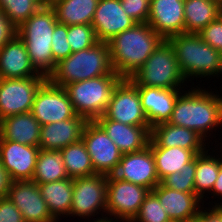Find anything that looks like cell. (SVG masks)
<instances>
[{"mask_svg": "<svg viewBox=\"0 0 222 222\" xmlns=\"http://www.w3.org/2000/svg\"><path fill=\"white\" fill-rule=\"evenodd\" d=\"M163 41L148 23H136L107 42L112 70L130 78Z\"/></svg>", "mask_w": 222, "mask_h": 222, "instance_id": "cell-1", "label": "cell"}, {"mask_svg": "<svg viewBox=\"0 0 222 222\" xmlns=\"http://www.w3.org/2000/svg\"><path fill=\"white\" fill-rule=\"evenodd\" d=\"M185 92L178 95L168 123L193 130L205 139L222 123V97L199 87Z\"/></svg>", "mask_w": 222, "mask_h": 222, "instance_id": "cell-2", "label": "cell"}, {"mask_svg": "<svg viewBox=\"0 0 222 222\" xmlns=\"http://www.w3.org/2000/svg\"><path fill=\"white\" fill-rule=\"evenodd\" d=\"M57 22L53 8L42 5L16 29V34L25 43L31 64L39 74L47 78L56 67L51 41Z\"/></svg>", "mask_w": 222, "mask_h": 222, "instance_id": "cell-3", "label": "cell"}, {"mask_svg": "<svg viewBox=\"0 0 222 222\" xmlns=\"http://www.w3.org/2000/svg\"><path fill=\"white\" fill-rule=\"evenodd\" d=\"M103 75L118 74L111 67L108 43L99 41L91 48L71 53L59 61L47 79L56 86L64 87Z\"/></svg>", "mask_w": 222, "mask_h": 222, "instance_id": "cell-4", "label": "cell"}, {"mask_svg": "<svg viewBox=\"0 0 222 222\" xmlns=\"http://www.w3.org/2000/svg\"><path fill=\"white\" fill-rule=\"evenodd\" d=\"M185 79L222 74V54L204 42L198 34L183 33L167 39ZM219 73V74H218Z\"/></svg>", "mask_w": 222, "mask_h": 222, "instance_id": "cell-5", "label": "cell"}, {"mask_svg": "<svg viewBox=\"0 0 222 222\" xmlns=\"http://www.w3.org/2000/svg\"><path fill=\"white\" fill-rule=\"evenodd\" d=\"M122 79L119 75H103L73 82L65 85L64 88L76 114L87 121H95L104 115L112 93Z\"/></svg>", "mask_w": 222, "mask_h": 222, "instance_id": "cell-6", "label": "cell"}, {"mask_svg": "<svg viewBox=\"0 0 222 222\" xmlns=\"http://www.w3.org/2000/svg\"><path fill=\"white\" fill-rule=\"evenodd\" d=\"M128 79L135 86L165 89L183 88L181 86L187 81L178 65L175 50L167 40H164Z\"/></svg>", "mask_w": 222, "mask_h": 222, "instance_id": "cell-7", "label": "cell"}, {"mask_svg": "<svg viewBox=\"0 0 222 222\" xmlns=\"http://www.w3.org/2000/svg\"><path fill=\"white\" fill-rule=\"evenodd\" d=\"M150 190L140 185L107 176L106 211L117 221L132 222Z\"/></svg>", "mask_w": 222, "mask_h": 222, "instance_id": "cell-8", "label": "cell"}, {"mask_svg": "<svg viewBox=\"0 0 222 222\" xmlns=\"http://www.w3.org/2000/svg\"><path fill=\"white\" fill-rule=\"evenodd\" d=\"M46 76L0 79V120L32 110L35 95Z\"/></svg>", "mask_w": 222, "mask_h": 222, "instance_id": "cell-9", "label": "cell"}, {"mask_svg": "<svg viewBox=\"0 0 222 222\" xmlns=\"http://www.w3.org/2000/svg\"><path fill=\"white\" fill-rule=\"evenodd\" d=\"M96 174L112 175L121 161L122 153L96 121H87L82 132Z\"/></svg>", "mask_w": 222, "mask_h": 222, "instance_id": "cell-10", "label": "cell"}, {"mask_svg": "<svg viewBox=\"0 0 222 222\" xmlns=\"http://www.w3.org/2000/svg\"><path fill=\"white\" fill-rule=\"evenodd\" d=\"M31 113L41 126L77 115L65 88L54 85L48 79L38 89Z\"/></svg>", "mask_w": 222, "mask_h": 222, "instance_id": "cell-11", "label": "cell"}, {"mask_svg": "<svg viewBox=\"0 0 222 222\" xmlns=\"http://www.w3.org/2000/svg\"><path fill=\"white\" fill-rule=\"evenodd\" d=\"M107 175L94 174L73 179V196L69 215L83 218L106 211Z\"/></svg>", "mask_w": 222, "mask_h": 222, "instance_id": "cell-12", "label": "cell"}, {"mask_svg": "<svg viewBox=\"0 0 222 222\" xmlns=\"http://www.w3.org/2000/svg\"><path fill=\"white\" fill-rule=\"evenodd\" d=\"M104 115L126 125L150 126L142 109L138 88L128 78H123L115 87Z\"/></svg>", "mask_w": 222, "mask_h": 222, "instance_id": "cell-13", "label": "cell"}, {"mask_svg": "<svg viewBox=\"0 0 222 222\" xmlns=\"http://www.w3.org/2000/svg\"><path fill=\"white\" fill-rule=\"evenodd\" d=\"M7 197L19 209L25 222H58L33 180L11 181Z\"/></svg>", "mask_w": 222, "mask_h": 222, "instance_id": "cell-14", "label": "cell"}, {"mask_svg": "<svg viewBox=\"0 0 222 222\" xmlns=\"http://www.w3.org/2000/svg\"><path fill=\"white\" fill-rule=\"evenodd\" d=\"M113 175L150 191L160 183L155 159L149 145L140 151L122 154L121 161Z\"/></svg>", "mask_w": 222, "mask_h": 222, "instance_id": "cell-15", "label": "cell"}, {"mask_svg": "<svg viewBox=\"0 0 222 222\" xmlns=\"http://www.w3.org/2000/svg\"><path fill=\"white\" fill-rule=\"evenodd\" d=\"M40 148L0 140V162L11 181L32 180Z\"/></svg>", "mask_w": 222, "mask_h": 222, "instance_id": "cell-16", "label": "cell"}, {"mask_svg": "<svg viewBox=\"0 0 222 222\" xmlns=\"http://www.w3.org/2000/svg\"><path fill=\"white\" fill-rule=\"evenodd\" d=\"M185 0H150L147 23L164 40L184 33Z\"/></svg>", "mask_w": 222, "mask_h": 222, "instance_id": "cell-17", "label": "cell"}, {"mask_svg": "<svg viewBox=\"0 0 222 222\" xmlns=\"http://www.w3.org/2000/svg\"><path fill=\"white\" fill-rule=\"evenodd\" d=\"M135 24L124 12L120 0H99L91 25L98 41L108 42Z\"/></svg>", "mask_w": 222, "mask_h": 222, "instance_id": "cell-18", "label": "cell"}, {"mask_svg": "<svg viewBox=\"0 0 222 222\" xmlns=\"http://www.w3.org/2000/svg\"><path fill=\"white\" fill-rule=\"evenodd\" d=\"M150 128L170 120L180 89L136 86Z\"/></svg>", "mask_w": 222, "mask_h": 222, "instance_id": "cell-19", "label": "cell"}, {"mask_svg": "<svg viewBox=\"0 0 222 222\" xmlns=\"http://www.w3.org/2000/svg\"><path fill=\"white\" fill-rule=\"evenodd\" d=\"M152 192L172 222L196 221L201 199L195 193H185L163 186L159 183Z\"/></svg>", "mask_w": 222, "mask_h": 222, "instance_id": "cell-20", "label": "cell"}, {"mask_svg": "<svg viewBox=\"0 0 222 222\" xmlns=\"http://www.w3.org/2000/svg\"><path fill=\"white\" fill-rule=\"evenodd\" d=\"M39 74L30 62L23 40L15 34L0 49V79H20Z\"/></svg>", "mask_w": 222, "mask_h": 222, "instance_id": "cell-21", "label": "cell"}, {"mask_svg": "<svg viewBox=\"0 0 222 222\" xmlns=\"http://www.w3.org/2000/svg\"><path fill=\"white\" fill-rule=\"evenodd\" d=\"M95 121L104 129L122 154L140 151L149 144L150 126L126 125L109 120L105 115L98 117Z\"/></svg>", "mask_w": 222, "mask_h": 222, "instance_id": "cell-22", "label": "cell"}, {"mask_svg": "<svg viewBox=\"0 0 222 222\" xmlns=\"http://www.w3.org/2000/svg\"><path fill=\"white\" fill-rule=\"evenodd\" d=\"M86 122L84 117L76 115L74 118L41 126L39 148L61 150L80 141Z\"/></svg>", "mask_w": 222, "mask_h": 222, "instance_id": "cell-23", "label": "cell"}, {"mask_svg": "<svg viewBox=\"0 0 222 222\" xmlns=\"http://www.w3.org/2000/svg\"><path fill=\"white\" fill-rule=\"evenodd\" d=\"M205 139L185 127L161 123L151 128L150 147H181L191 151H205ZM204 144V145H203Z\"/></svg>", "mask_w": 222, "mask_h": 222, "instance_id": "cell-24", "label": "cell"}, {"mask_svg": "<svg viewBox=\"0 0 222 222\" xmlns=\"http://www.w3.org/2000/svg\"><path fill=\"white\" fill-rule=\"evenodd\" d=\"M41 125L31 112L0 120V140L39 147Z\"/></svg>", "mask_w": 222, "mask_h": 222, "instance_id": "cell-25", "label": "cell"}, {"mask_svg": "<svg viewBox=\"0 0 222 222\" xmlns=\"http://www.w3.org/2000/svg\"><path fill=\"white\" fill-rule=\"evenodd\" d=\"M221 14V5L215 0H185L184 33L198 34Z\"/></svg>", "mask_w": 222, "mask_h": 222, "instance_id": "cell-26", "label": "cell"}, {"mask_svg": "<svg viewBox=\"0 0 222 222\" xmlns=\"http://www.w3.org/2000/svg\"><path fill=\"white\" fill-rule=\"evenodd\" d=\"M38 187L52 217L56 221L59 220V216L69 215L73 196L72 178L38 184Z\"/></svg>", "mask_w": 222, "mask_h": 222, "instance_id": "cell-27", "label": "cell"}, {"mask_svg": "<svg viewBox=\"0 0 222 222\" xmlns=\"http://www.w3.org/2000/svg\"><path fill=\"white\" fill-rule=\"evenodd\" d=\"M99 0H58L53 8L58 23L68 26L92 24Z\"/></svg>", "mask_w": 222, "mask_h": 222, "instance_id": "cell-28", "label": "cell"}, {"mask_svg": "<svg viewBox=\"0 0 222 222\" xmlns=\"http://www.w3.org/2000/svg\"><path fill=\"white\" fill-rule=\"evenodd\" d=\"M155 159L156 172L160 182L168 175L180 172L185 164L203 151H191L181 147H150Z\"/></svg>", "mask_w": 222, "mask_h": 222, "instance_id": "cell-29", "label": "cell"}, {"mask_svg": "<svg viewBox=\"0 0 222 222\" xmlns=\"http://www.w3.org/2000/svg\"><path fill=\"white\" fill-rule=\"evenodd\" d=\"M66 178L69 176L65 170L61 151L40 149L32 180L37 184H44Z\"/></svg>", "mask_w": 222, "mask_h": 222, "instance_id": "cell-30", "label": "cell"}, {"mask_svg": "<svg viewBox=\"0 0 222 222\" xmlns=\"http://www.w3.org/2000/svg\"><path fill=\"white\" fill-rule=\"evenodd\" d=\"M60 151L66 173L70 178H81L96 174L90 155L82 139L62 148Z\"/></svg>", "mask_w": 222, "mask_h": 222, "instance_id": "cell-31", "label": "cell"}, {"mask_svg": "<svg viewBox=\"0 0 222 222\" xmlns=\"http://www.w3.org/2000/svg\"><path fill=\"white\" fill-rule=\"evenodd\" d=\"M209 150H205L196 156V170L194 188L195 194L202 200L206 192L212 191L216 182L222 157L216 158L208 154Z\"/></svg>", "mask_w": 222, "mask_h": 222, "instance_id": "cell-32", "label": "cell"}, {"mask_svg": "<svg viewBox=\"0 0 222 222\" xmlns=\"http://www.w3.org/2000/svg\"><path fill=\"white\" fill-rule=\"evenodd\" d=\"M41 6L40 0H0V9L16 29Z\"/></svg>", "mask_w": 222, "mask_h": 222, "instance_id": "cell-33", "label": "cell"}, {"mask_svg": "<svg viewBox=\"0 0 222 222\" xmlns=\"http://www.w3.org/2000/svg\"><path fill=\"white\" fill-rule=\"evenodd\" d=\"M196 170V157L185 164L180 172L166 176L160 183L168 188L185 192L195 193L194 180Z\"/></svg>", "mask_w": 222, "mask_h": 222, "instance_id": "cell-34", "label": "cell"}, {"mask_svg": "<svg viewBox=\"0 0 222 222\" xmlns=\"http://www.w3.org/2000/svg\"><path fill=\"white\" fill-rule=\"evenodd\" d=\"M67 40L72 53L89 49L99 42L95 30L90 24L68 26Z\"/></svg>", "mask_w": 222, "mask_h": 222, "instance_id": "cell-35", "label": "cell"}, {"mask_svg": "<svg viewBox=\"0 0 222 222\" xmlns=\"http://www.w3.org/2000/svg\"><path fill=\"white\" fill-rule=\"evenodd\" d=\"M132 222H172L160 204L158 197L150 191Z\"/></svg>", "mask_w": 222, "mask_h": 222, "instance_id": "cell-36", "label": "cell"}, {"mask_svg": "<svg viewBox=\"0 0 222 222\" xmlns=\"http://www.w3.org/2000/svg\"><path fill=\"white\" fill-rule=\"evenodd\" d=\"M68 25L56 23L52 34L51 50L54 62L57 64L66 59L71 53V47L67 40Z\"/></svg>", "mask_w": 222, "mask_h": 222, "instance_id": "cell-37", "label": "cell"}, {"mask_svg": "<svg viewBox=\"0 0 222 222\" xmlns=\"http://www.w3.org/2000/svg\"><path fill=\"white\" fill-rule=\"evenodd\" d=\"M124 12L136 23H147L150 0H120Z\"/></svg>", "mask_w": 222, "mask_h": 222, "instance_id": "cell-38", "label": "cell"}, {"mask_svg": "<svg viewBox=\"0 0 222 222\" xmlns=\"http://www.w3.org/2000/svg\"><path fill=\"white\" fill-rule=\"evenodd\" d=\"M198 35L204 42L222 54V14L209 23Z\"/></svg>", "mask_w": 222, "mask_h": 222, "instance_id": "cell-39", "label": "cell"}, {"mask_svg": "<svg viewBox=\"0 0 222 222\" xmlns=\"http://www.w3.org/2000/svg\"><path fill=\"white\" fill-rule=\"evenodd\" d=\"M0 222H25L19 209L7 196L0 198Z\"/></svg>", "mask_w": 222, "mask_h": 222, "instance_id": "cell-40", "label": "cell"}, {"mask_svg": "<svg viewBox=\"0 0 222 222\" xmlns=\"http://www.w3.org/2000/svg\"><path fill=\"white\" fill-rule=\"evenodd\" d=\"M16 34V28L0 9V49Z\"/></svg>", "mask_w": 222, "mask_h": 222, "instance_id": "cell-41", "label": "cell"}, {"mask_svg": "<svg viewBox=\"0 0 222 222\" xmlns=\"http://www.w3.org/2000/svg\"><path fill=\"white\" fill-rule=\"evenodd\" d=\"M209 211V212H208ZM197 222H222V205H214L212 209L200 210L196 217Z\"/></svg>", "mask_w": 222, "mask_h": 222, "instance_id": "cell-42", "label": "cell"}, {"mask_svg": "<svg viewBox=\"0 0 222 222\" xmlns=\"http://www.w3.org/2000/svg\"><path fill=\"white\" fill-rule=\"evenodd\" d=\"M11 180L7 171L2 167L0 162V198L6 197Z\"/></svg>", "mask_w": 222, "mask_h": 222, "instance_id": "cell-43", "label": "cell"}, {"mask_svg": "<svg viewBox=\"0 0 222 222\" xmlns=\"http://www.w3.org/2000/svg\"><path fill=\"white\" fill-rule=\"evenodd\" d=\"M211 193H213L214 195H217V196L220 195V198H222V163L220 164V170H219L216 182L214 183ZM217 204L222 205L221 202H220V204L219 203H217Z\"/></svg>", "mask_w": 222, "mask_h": 222, "instance_id": "cell-44", "label": "cell"}, {"mask_svg": "<svg viewBox=\"0 0 222 222\" xmlns=\"http://www.w3.org/2000/svg\"><path fill=\"white\" fill-rule=\"evenodd\" d=\"M114 219L111 217H109V219H108V217H103V218H98V219H96V220H94V222H115V221H117V220H114ZM93 222V221H92Z\"/></svg>", "mask_w": 222, "mask_h": 222, "instance_id": "cell-45", "label": "cell"}, {"mask_svg": "<svg viewBox=\"0 0 222 222\" xmlns=\"http://www.w3.org/2000/svg\"><path fill=\"white\" fill-rule=\"evenodd\" d=\"M56 1L58 0H40L42 5H48V6H51Z\"/></svg>", "mask_w": 222, "mask_h": 222, "instance_id": "cell-46", "label": "cell"}, {"mask_svg": "<svg viewBox=\"0 0 222 222\" xmlns=\"http://www.w3.org/2000/svg\"><path fill=\"white\" fill-rule=\"evenodd\" d=\"M215 1H217L218 3H220L221 8H222V0H215Z\"/></svg>", "mask_w": 222, "mask_h": 222, "instance_id": "cell-47", "label": "cell"}]
</instances>
